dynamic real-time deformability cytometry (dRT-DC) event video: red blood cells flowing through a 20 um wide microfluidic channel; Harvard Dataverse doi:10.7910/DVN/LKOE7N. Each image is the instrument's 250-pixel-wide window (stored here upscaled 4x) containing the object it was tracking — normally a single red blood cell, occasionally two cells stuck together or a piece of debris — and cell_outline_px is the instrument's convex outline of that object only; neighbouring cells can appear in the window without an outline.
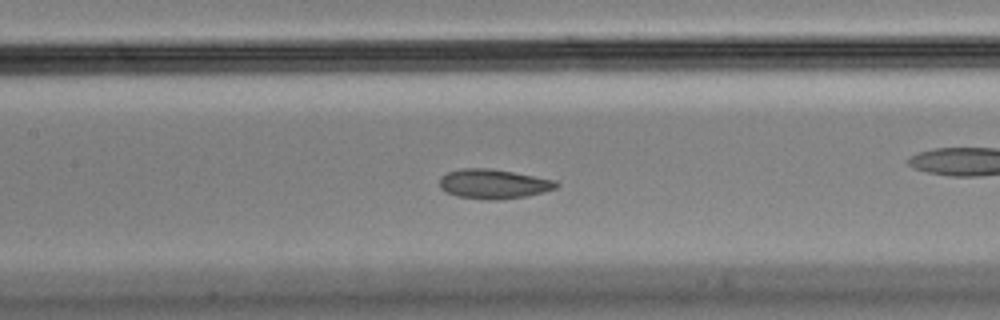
{"species": "Egyptian fruit bat (a non-hibernating species)", "species_latin": "Rousettus aegyptiacus", "temperature_condition": "cold", "stored_images_in_passage": 56, "camera_frame_rate_fps": 3000, "um_per_image_px": 0.085, "animal": {"sex": "male"}, "frame": {"image": 1, "passage_image": 25, "time_ms": 8.0, "image_size_px": [1000, 320], "cell_outline_px": [[560, 184], [556, 188], [544, 192], [528, 196], [496, 200], [488, 200], [456, 196], [444, 192], [440, 188], [440, 176], [448, 172], [460, 168], [488, 168], [512, 172], [556, 180]], "centroid_in_image_um": [41.93, 15.64], "position_along_channel_um": 165.5, "area_um2": 20.23}}
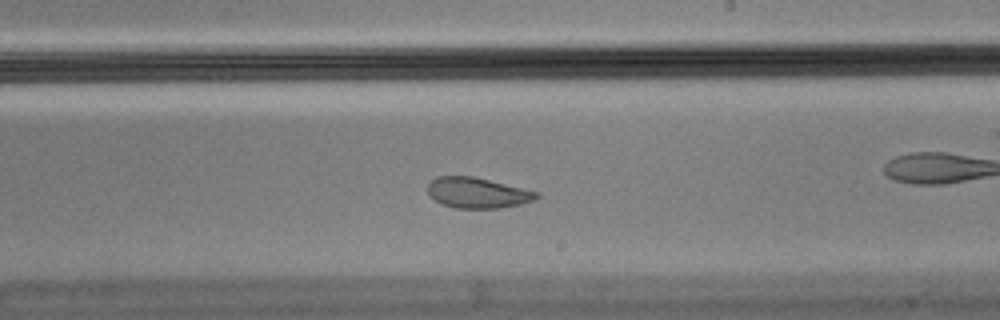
{"frame": {"image": 2, "passage_image": 32, "time_ms": 10.333, "image_size_px": [1000, 320], "cell_outline_px": [[540, 196], [536, 200], [520, 204], [500, 208], [456, 208], [444, 204], [436, 200], [428, 192], [428, 184], [436, 176], [472, 176], [540, 192]], "centroid_in_image_um": [40.63, 16.39], "position_along_channel_um": 248.4, "area_um2": 19.25}, "authors_computed_cell_mechanics": {"area_um2": 20.23, "velocity_mm_per_s": 3.57, "shape_relaxation_time_tau1_ms": null, "shape_relaxation_time_tau2_ms": 0.8646, "deformation_change_tau1": null, "deformation_change_tau2": 0.0472}}